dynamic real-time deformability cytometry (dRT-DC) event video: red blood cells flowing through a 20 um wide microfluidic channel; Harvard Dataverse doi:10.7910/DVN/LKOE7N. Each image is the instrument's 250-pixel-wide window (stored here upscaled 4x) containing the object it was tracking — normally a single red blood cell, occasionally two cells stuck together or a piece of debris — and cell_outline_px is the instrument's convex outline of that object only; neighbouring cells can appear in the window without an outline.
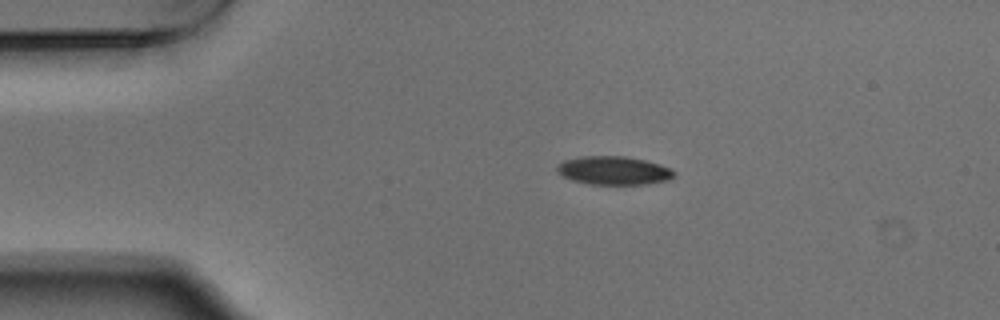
{"species": "Egyptian fruit bat (a non-hibernating species)", "species_latin": "Rousettus aegyptiacus", "temperature_condition": "warm", "stored_images_in_passage": 44, "camera_frame_rate_fps": 3000, "um_per_image_px": 0.085, "animal": {"sex": "male"}, "frame": {"image": 1, "passage_image": 1, "time_ms": 0.0, "image_size_px": [1000, 320], "cell_outline_px": [[676, 176], [668, 180], [644, 184], [588, 184], [572, 180], [556, 172], [556, 168], [564, 160], [580, 156], [628, 156], [660, 164], [672, 168], [676, 172]], "centroid_in_image_um": [52.2, 14.49], "position_along_channel_um": 32.8, "area_um2": 19.54}}
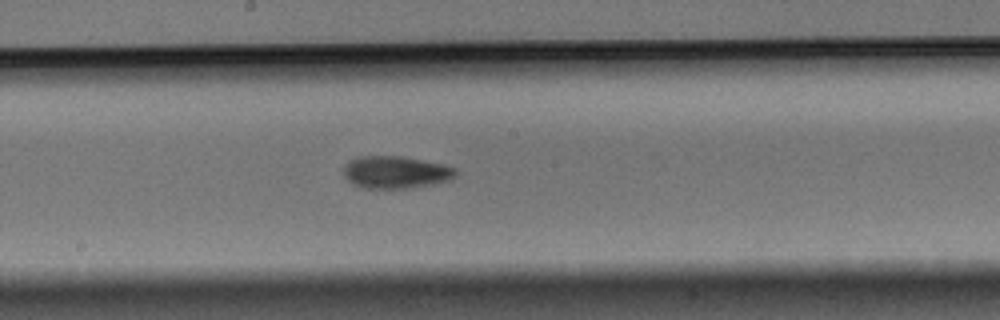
{"frame": {"image": 2, "passage_image": 19, "time_ms": 6.0, "image_size_px": [1000, 320], "cell_outline_px": [[456, 176], [452, 180], [432, 184], [404, 188], [364, 188], [352, 184], [344, 176], [344, 164], [356, 156], [400, 156], [444, 164], [456, 168]], "centroid_in_image_um": [33.63, 14.63], "position_along_channel_um": 214.6, "area_um2": 21.21}}
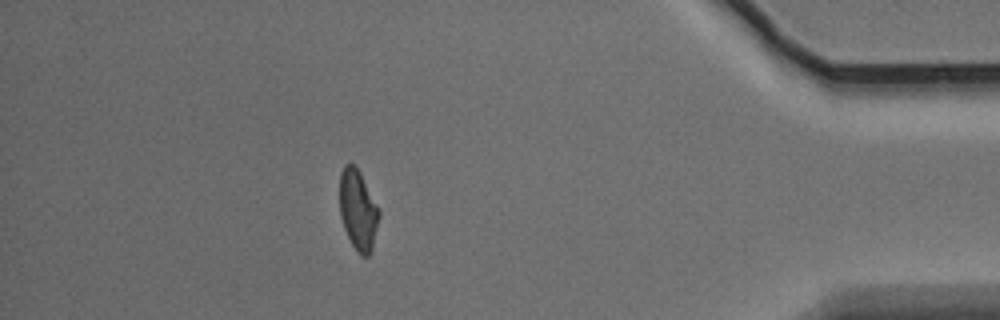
{"frame": {"image": 3, "passage_image": 38, "time_ms": 12.333, "image_size_px": [1000, 320], "cell_outline_px": [[380, 216], [372, 248], [368, 256], [360, 256], [356, 252], [344, 228], [340, 216], [340, 172], [344, 164], [356, 164], [380, 212]], "centroid_in_image_um": [30.42, 17.84], "position_along_channel_um": 404.8, "area_um2": 18.38}, "authors_computed_cell_mechanics": {"area_um2": 19.5942, "velocity_mm_per_s": 3.7389, "shape_relaxation_time_tau1_ms": 6.607, "shape_relaxation_time_tau2_ms": 8.1413, "deformation_change_tau1": 0.1616, "deformation_change_tau2": 0.1538}}